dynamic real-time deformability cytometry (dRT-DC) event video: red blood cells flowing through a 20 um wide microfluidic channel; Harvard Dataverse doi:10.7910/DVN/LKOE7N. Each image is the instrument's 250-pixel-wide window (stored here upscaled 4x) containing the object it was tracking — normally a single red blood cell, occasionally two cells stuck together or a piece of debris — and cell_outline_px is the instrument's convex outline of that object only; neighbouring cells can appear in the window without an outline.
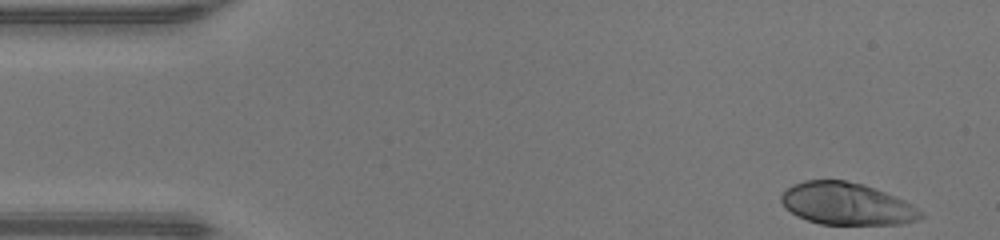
{"species": "human", "species_latin": "Homo sapiens", "temperature_condition": "warm", "stored_images_in_passage": 45, "camera_frame_rate_fps": 3000, "um_per_image_px": 0.085, "donor": {"sex": "male"}, "frame": {"image": 1, "passage_image": 1, "time_ms": 0.0, "image_size_px": [1000, 240], "cell_outline_px": [[924, 216], [920, 220], [900, 224], [820, 224], [796, 216], [780, 200], [780, 196], [792, 184], [804, 180], [844, 180], [864, 184], [904, 200], [924, 212]], "centroid_in_image_um": [71.99, 17.32], "position_along_channel_um": 13.0, "area_um2": 34.22}}
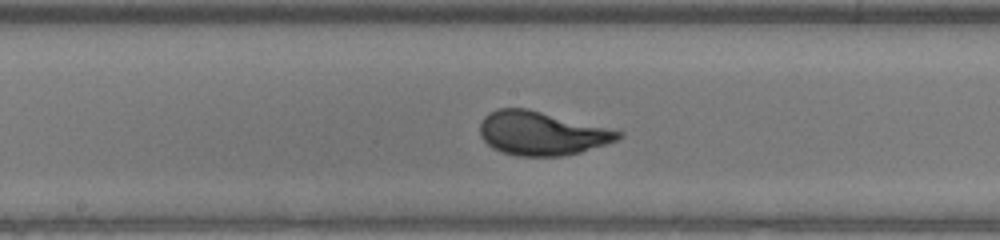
{"frame": {"image": 2, "passage_image": 22, "time_ms": 7.0, "image_size_px": [1000, 240], "cell_outline_px": [[624, 136], [616, 140], [580, 152], [560, 156], [516, 156], [500, 152], [492, 148], [480, 136], [480, 124], [484, 116], [488, 112], [496, 108], [528, 108], [624, 132]], "centroid_in_image_um": [45.99, 11.32], "position_along_channel_um": 202.2, "area_um2": 35.26}}
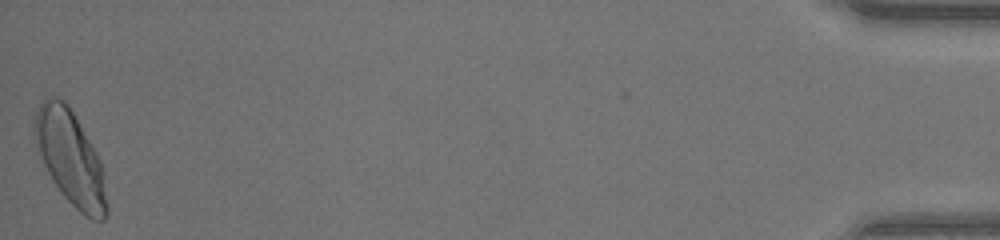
{"frame": {"image": 3, "passage_image": 45, "time_ms": 14.667, "image_size_px": [1000, 240], "cell_outline_px": [[108, 212], [104, 220], [92, 220], [84, 216], [60, 192], [52, 180], [44, 164], [36, 144], [32, 132], [32, 120], [40, 100], [48, 96], [56, 96], [64, 100], [68, 104], [100, 160], [104, 176], [108, 208]], "centroid_in_image_um": [5.95, 13.39], "position_along_channel_um": 429.2, "area_um2": 39.77}, "authors_computed_cell_mechanics": {"area_um2": 34.2176, "velocity_mm_per_s": 4.3647, "shape_relaxation_time_tau1_ms": 2.7069, "shape_relaxation_time_tau2_ms": null, "deformation_change_tau1": 0.1926, "deformation_change_tau2": null}}